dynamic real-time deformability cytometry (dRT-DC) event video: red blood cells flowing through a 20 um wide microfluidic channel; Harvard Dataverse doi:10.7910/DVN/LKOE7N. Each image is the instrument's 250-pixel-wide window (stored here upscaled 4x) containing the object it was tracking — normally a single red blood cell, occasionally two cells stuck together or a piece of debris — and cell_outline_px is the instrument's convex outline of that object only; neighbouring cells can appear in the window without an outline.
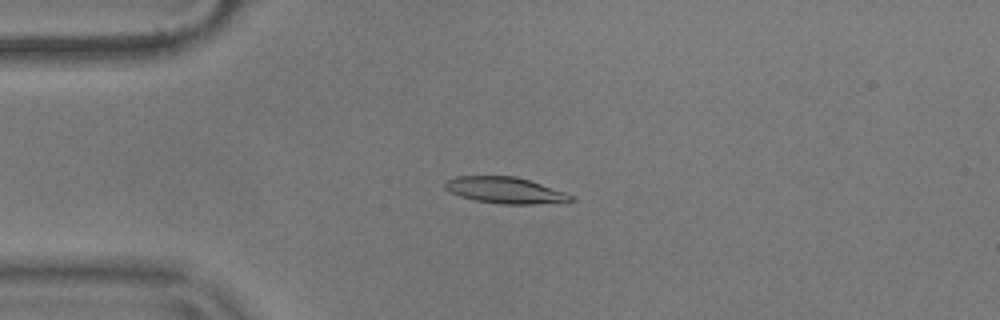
{"species": "common noctule bat (a hibernating species)", "species_latin": "Nyctalus noctula", "temperature_condition": "warm", "stored_images_in_passage": 49, "camera_frame_rate_fps": 3000, "um_per_image_px": 0.085, "animal": {"sex": "male", "body_mass_g": 17.9}, "frame": {"image": 1, "passage_image": 7, "time_ms": 2.0, "image_size_px": [1000, 320], "cell_outline_px": [[576, 200], [568, 204], [500, 204], [476, 200], [460, 196], [444, 188], [444, 184], [448, 180], [456, 176], [516, 176], [564, 192], [572, 196]], "centroid_in_image_um": [43.02, 16.19], "position_along_channel_um": 42.0, "area_um2": 19.42}}
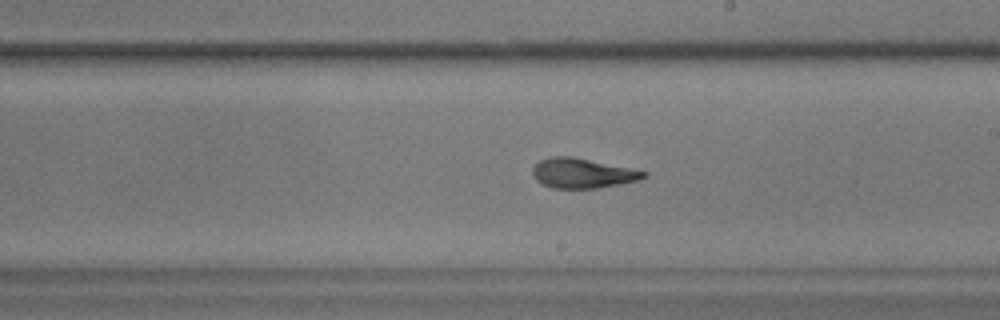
{"frame": {"image": 2, "passage_image": 25, "time_ms": 8.0, "image_size_px": [1000, 320], "cell_outline_px": [[648, 176], [640, 180], [600, 188], [552, 188], [536, 180], [532, 172], [532, 168], [540, 160], [548, 156], [572, 156], [648, 172]], "centroid_in_image_um": [49.51, 14.72], "position_along_channel_um": 239.5, "area_um2": 19.31}}
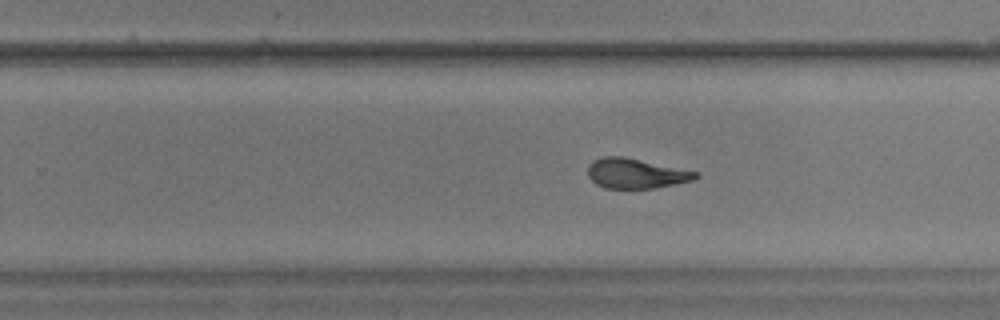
{"frame": {"image": 3, "passage_image": 28, "time_ms": 9.0, "image_size_px": [1000, 320], "cell_outline_px": [[700, 176], [692, 180], [652, 188], [604, 188], [596, 184], [588, 176], [588, 164], [592, 160], [604, 156], [624, 156], [700, 172]], "centroid_in_image_um": [54.03, 14.72], "position_along_channel_um": 275.8, "area_um2": 18.84}, "authors_computed_cell_mechanics": {"area_um2": 19.7676, "velocity_mm_per_s": 3.6401, "shape_relaxation_time_tau1_ms": 5.3062, "shape_relaxation_time_tau2_ms": 2.0411, "deformation_change_tau1": 0.2123, "deformation_change_tau2": 0.0862}}